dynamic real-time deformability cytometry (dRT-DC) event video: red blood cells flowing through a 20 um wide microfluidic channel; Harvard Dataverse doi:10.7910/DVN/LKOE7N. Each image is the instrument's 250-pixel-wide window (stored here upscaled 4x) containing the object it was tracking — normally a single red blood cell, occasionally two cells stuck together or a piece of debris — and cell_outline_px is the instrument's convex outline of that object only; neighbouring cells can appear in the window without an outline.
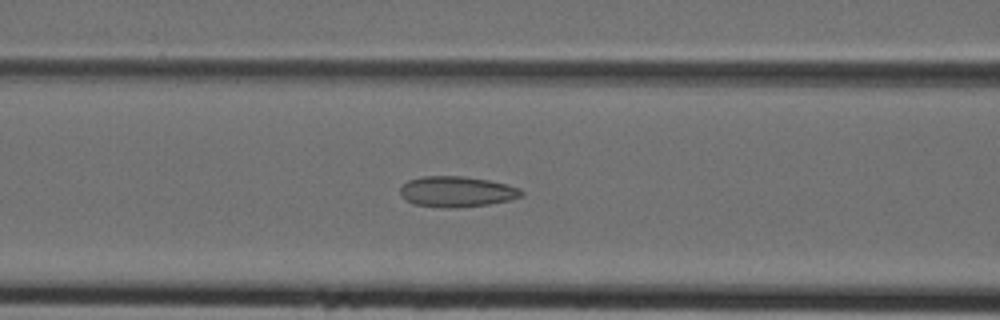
{"species": "Egyptian fruit bat (a non-hibernating species)", "species_latin": "Rousettus aegyptiacus", "temperature_condition": "cold", "stored_images_in_passage": 43, "camera_frame_rate_fps": 3000, "um_per_image_px": 0.085, "animal": {"sex": "female"}, "frame": {"image": 1, "passage_image": 17, "time_ms": 5.333, "image_size_px": [1000, 320], "cell_outline_px": [[524, 196], [512, 200], [488, 204], [456, 208], [440, 208], [412, 204], [404, 200], [400, 196], [400, 188], [408, 180], [424, 176], [464, 176], [488, 180], [520, 188], [524, 192]], "centroid_in_image_um": [38.81, 16.3], "position_along_channel_um": 127.8, "area_um2": 21.96}}
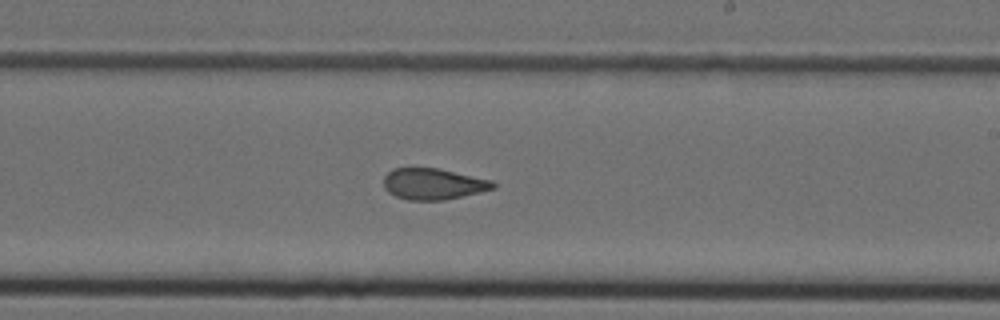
{"frame": {"image": 2, "passage_image": 25, "time_ms": 8.0, "image_size_px": [1000, 320], "cell_outline_px": [[496, 188], [444, 200], [408, 200], [396, 196], [388, 192], [384, 188], [384, 176], [392, 168], [440, 168], [492, 180], [496, 184]], "centroid_in_image_um": [36.82, 15.63], "position_along_channel_um": 252.2, "area_um2": 19.94}}
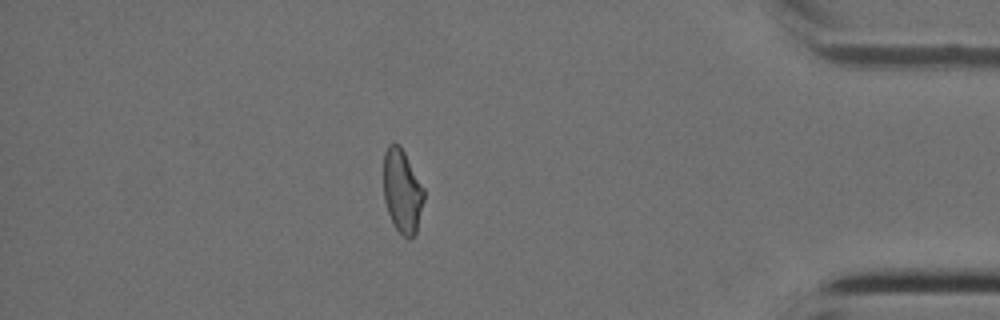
{"frame": {"image": 3, "passage_image": 37, "time_ms": 12.0, "image_size_px": [1000, 320], "cell_outline_px": [[424, 200], [416, 232], [408, 240], [396, 228], [388, 212], [384, 200], [384, 152], [388, 144], [400, 144], [424, 188]], "centroid_in_image_um": [34.19, 16.22], "position_along_channel_um": 401.0, "area_um2": 19.54}}